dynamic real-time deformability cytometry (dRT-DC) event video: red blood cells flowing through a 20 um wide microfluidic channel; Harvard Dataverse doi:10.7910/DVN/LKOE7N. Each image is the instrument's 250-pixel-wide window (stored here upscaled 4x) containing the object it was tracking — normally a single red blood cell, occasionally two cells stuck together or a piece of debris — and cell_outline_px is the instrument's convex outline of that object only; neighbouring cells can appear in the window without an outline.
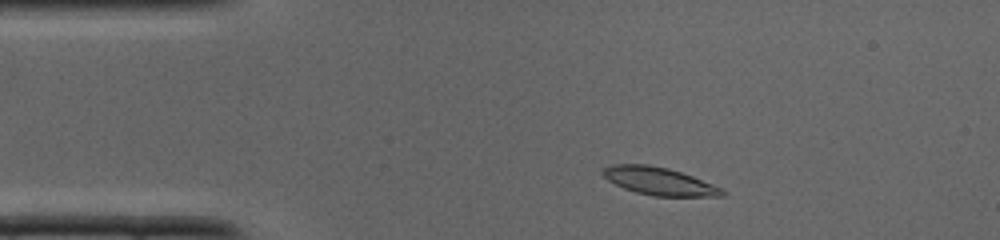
{"species": "common noctule bat (a hibernating species)", "species_latin": "Nyctalus noctula", "temperature_condition": "cold", "stored_images_in_passage": 34, "camera_frame_rate_fps": 3000, "um_per_image_px": 0.085, "animal": {"sex": "male", "body_mass_g": 19.0, "forearm_length_mm": 50.8}, "frame": {"image": 1, "passage_image": 4, "time_ms": 1.0, "image_size_px": [1000, 240], "cell_outline_px": [[724, 196], [652, 196], [636, 192], [624, 188], [608, 180], [600, 172], [604, 168], [612, 164], [648, 164], [668, 168], [692, 176], [724, 188]], "centroid_in_image_um": [56.03, 15.4], "position_along_channel_um": 29.0, "area_um2": 19.25}}
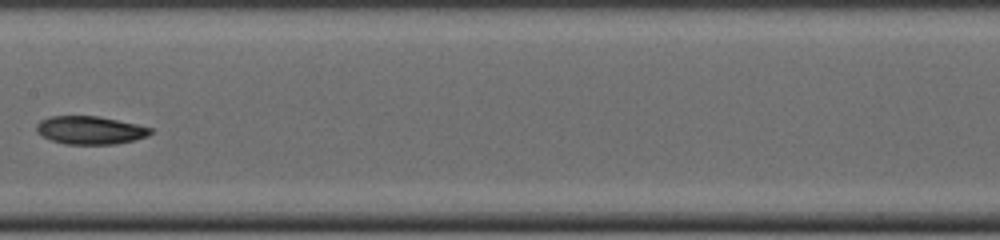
{"frame": {"image": 2, "passage_image": 16, "time_ms": 5.0, "image_size_px": [1000, 240], "cell_outline_px": [[152, 132], [148, 136], [116, 144], [64, 144], [52, 140], [36, 132], [36, 124], [40, 120], [52, 116], [96, 116], [136, 124], [152, 128]], "centroid_in_image_um": [7.64, 11.07], "position_along_channel_um": 199.8, "area_um2": 18.5}}
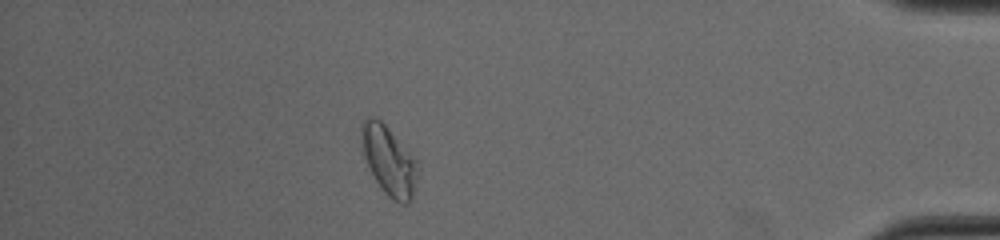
{"frame": {"image": 3, "passage_image": 30, "time_ms": 9.667, "image_size_px": [1000, 240], "cell_outline_px": [[420, 168], [412, 200], [408, 204], [400, 204], [392, 200], [380, 188], [364, 156], [360, 128], [360, 124], [364, 120], [372, 116], [380, 120], [388, 128], [416, 160]], "centroid_in_image_um": [33.09, 13.7], "position_along_channel_um": 402.1, "area_um2": 22.54}}